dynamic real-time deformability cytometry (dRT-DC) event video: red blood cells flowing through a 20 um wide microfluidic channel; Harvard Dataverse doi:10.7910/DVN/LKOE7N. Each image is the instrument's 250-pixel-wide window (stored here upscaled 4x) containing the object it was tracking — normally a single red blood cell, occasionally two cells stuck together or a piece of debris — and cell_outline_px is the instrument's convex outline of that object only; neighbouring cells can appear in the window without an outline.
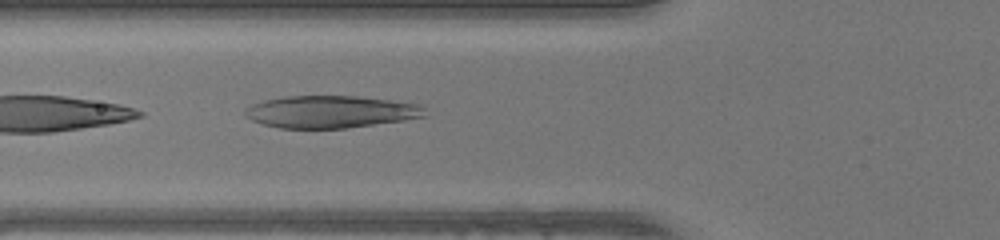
{"species": "human", "species_latin": "Homo sapiens", "temperature_condition": "warm", "stored_images_in_passage": 40, "camera_frame_rate_fps": 3000, "um_per_image_px": 0.085, "donor": {"sex": "female"}, "frame": {"image": 1, "passage_image": 9, "time_ms": 2.667, "image_size_px": [1000, 240], "cell_outline_px": [[428, 116], [404, 120], [344, 128], [280, 128], [264, 124], [252, 120], [244, 116], [244, 108], [252, 104], [264, 100], [288, 96], [356, 96], [392, 100], [420, 104], [424, 108]], "centroid_in_image_um": [28.11, 9.49], "position_along_channel_um": 97.7, "area_um2": 33.81}}
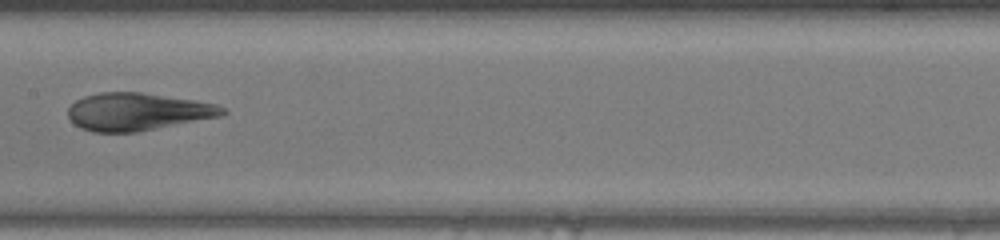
{"frame": {"image": 2, "passage_image": 16, "time_ms": 5.0, "image_size_px": [1000, 240], "cell_outline_px": [[228, 112], [220, 116], [136, 132], [92, 132], [80, 128], [68, 116], [68, 108], [76, 100], [84, 96], [100, 92], [140, 92], [196, 100], [216, 104], [224, 108]], "centroid_in_image_um": [11.68, 9.49], "position_along_channel_um": 195.7, "area_um2": 33.64}}
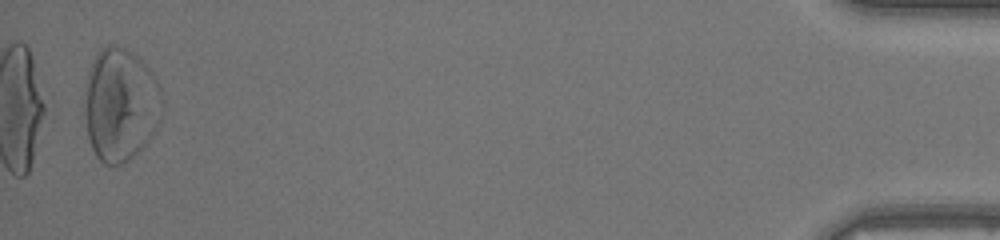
{"frame": {"image": 3, "passage_image": 39, "time_ms": 12.667, "image_size_px": [1000, 240], "cell_outline_px": [[164, 104], [160, 120], [152, 136], [128, 160], [120, 164], [104, 164], [96, 156], [88, 140], [80, 116], [88, 72], [92, 60], [96, 52], [100, 48], [108, 44], [112, 44], [124, 48], [132, 52], [152, 72], [160, 88], [164, 100]], "centroid_in_image_um": [10.18, 8.89], "position_along_channel_um": 425.0, "area_um2": 52.31}}